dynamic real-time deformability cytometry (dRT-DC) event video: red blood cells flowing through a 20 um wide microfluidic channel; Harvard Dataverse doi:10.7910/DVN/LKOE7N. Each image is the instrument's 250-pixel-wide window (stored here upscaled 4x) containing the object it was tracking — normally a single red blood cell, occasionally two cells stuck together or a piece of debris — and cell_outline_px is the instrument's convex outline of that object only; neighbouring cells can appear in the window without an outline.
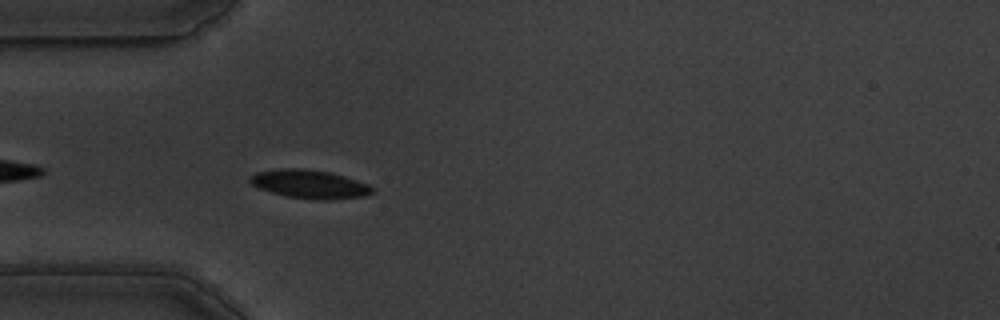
{"species": "common noctule bat (a hibernating species)", "species_latin": "Nyctalus noctula", "temperature_condition": "warm", "stored_images_in_passage": 44, "camera_frame_rate_fps": 3000, "um_per_image_px": 0.085, "animal": {"sex": "male", "body_mass_g": 19.5, "forearm_length_mm": 54.6}, "frame": {"image": 1, "passage_image": 4, "time_ms": 1.0, "image_size_px": [1000, 320], "cell_outline_px": [[372, 192], [364, 196], [328, 200], [320, 200], [288, 196], [272, 192], [260, 188], [252, 184], [248, 180], [256, 172], [280, 168], [304, 168], [332, 172], [368, 184], [372, 188]], "centroid_in_image_um": [26.31, 15.64], "position_along_channel_um": 58.7, "area_um2": 20.11}}
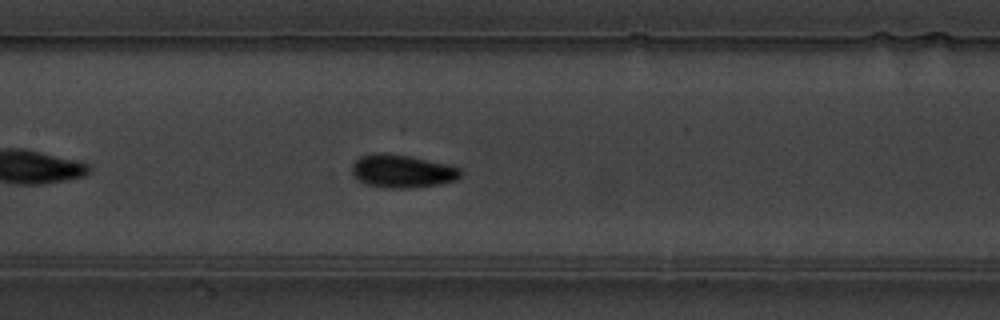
{"frame": {"image": 2, "passage_image": 14, "time_ms": 4.333, "image_size_px": [1000, 320], "cell_outline_px": [[464, 176], [456, 180], [440, 184], [408, 188], [380, 188], [368, 184], [360, 180], [352, 172], [352, 164], [360, 156], [376, 152], [380, 152], [408, 156], [444, 164], [460, 168]], "centroid_in_image_um": [34.19, 14.56], "position_along_channel_um": 173.2, "area_um2": 20.81}}
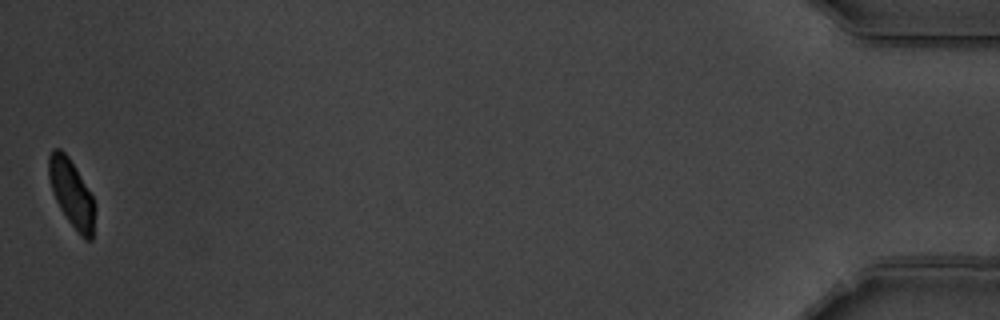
{"frame": {"image": 3, "passage_image": 44, "time_ms": 14.333, "image_size_px": [1000, 320], "cell_outline_px": [[96, 208], [92, 240], [84, 240], [80, 236], [68, 220], [60, 208], [52, 192], [48, 176], [48, 156], [52, 148], [60, 148], [68, 156], [92, 196]], "centroid_in_image_um": [6.08, 16.45], "position_along_channel_um": 429.1, "area_um2": 18.15}, "authors_computed_cell_mechanics": {"area_um2": 19.7387, "velocity_mm_per_s": 3.512, "shape_relaxation_time_tau1_ms": 2.0601, "shape_relaxation_time_tau2_ms": null, "deformation_change_tau1": 0.0918, "deformation_change_tau2": null}}